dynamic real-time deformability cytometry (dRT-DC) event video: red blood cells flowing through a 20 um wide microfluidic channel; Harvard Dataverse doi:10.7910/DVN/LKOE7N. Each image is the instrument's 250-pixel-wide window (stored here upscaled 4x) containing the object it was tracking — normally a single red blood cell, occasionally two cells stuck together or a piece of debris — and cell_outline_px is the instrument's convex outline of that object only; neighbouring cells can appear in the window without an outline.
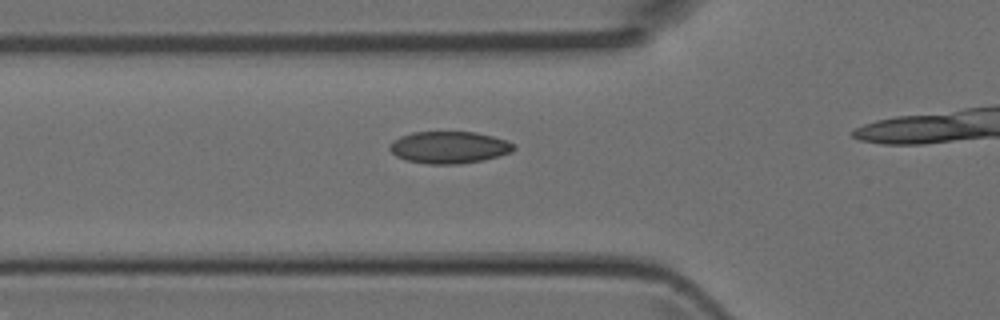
{"species": "Egyptian fruit bat (a non-hibernating species)", "species_latin": "Rousettus aegyptiacus", "temperature_condition": "room temperature", "stored_images_in_passage": 11, "camera_frame_rate_fps": 3000, "um_per_image_px": 0.085, "animal": {"sex": "female"}, "frame": {"image": 1, "passage_image": 7, "time_ms": 2.0, "image_size_px": [1000, 320], "cell_outline_px": [[516, 148], [512, 152], [484, 160], [460, 164], [428, 164], [408, 160], [396, 156], [388, 148], [388, 144], [392, 140], [400, 136], [412, 132], [476, 132], [508, 140], [516, 144]], "centroid_in_image_um": [38.19, 12.52], "position_along_channel_um": 87.6, "area_um2": 23.41}}
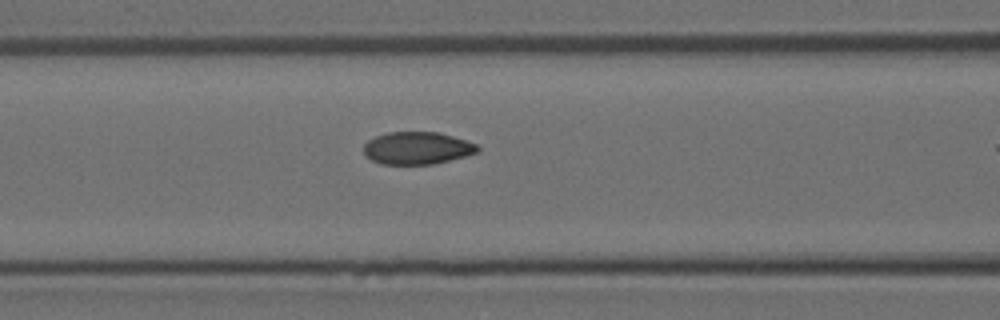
{"frame": {"image": 2, "passage_image": 10, "time_ms": 3.0, "image_size_px": [1000, 320], "cell_outline_px": [[480, 148], [476, 152], [464, 156], [432, 164], [384, 164], [372, 160], [364, 152], [364, 144], [368, 140], [376, 136], [388, 132], [440, 132], [476, 144]], "centroid_in_image_um": [35.44, 12.58], "position_along_channel_um": 131.2, "area_um2": 21.21}}